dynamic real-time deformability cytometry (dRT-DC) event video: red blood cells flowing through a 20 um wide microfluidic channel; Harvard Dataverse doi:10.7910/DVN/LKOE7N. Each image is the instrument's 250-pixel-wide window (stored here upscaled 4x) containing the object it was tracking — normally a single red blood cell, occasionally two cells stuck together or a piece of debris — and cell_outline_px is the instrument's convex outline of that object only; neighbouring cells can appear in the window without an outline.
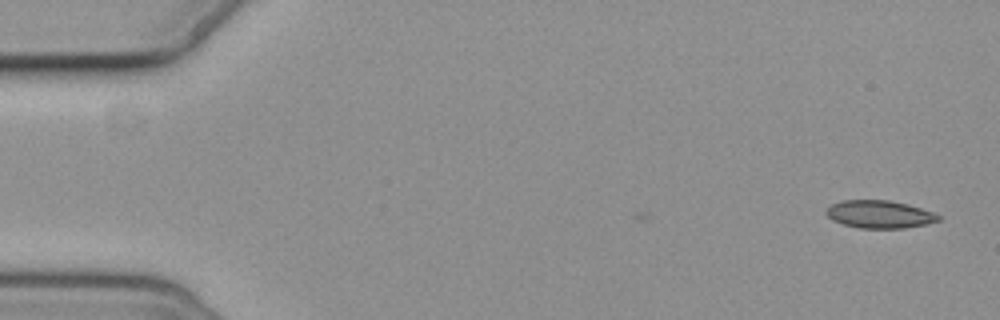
{"species": "common noctule bat (a hibernating species)", "species_latin": "Nyctalus noctula", "temperature_condition": "cold", "stored_images_in_passage": 5, "camera_frame_rate_fps": 3000, "um_per_image_px": 0.085, "animal": {"sex": "female", "body_mass_g": 19.3, "forearm_length_mm": 54.1}, "frame": {"image": 1, "passage_image": 1, "time_ms": 0.0, "image_size_px": [1000, 320], "cell_outline_px": [[940, 220], [924, 224], [904, 228], [860, 228], [844, 224], [832, 220], [824, 212], [832, 204], [844, 200], [888, 200], [908, 204], [932, 212], [940, 216]], "centroid_in_image_um": [74.74, 18.21], "position_along_channel_um": 10.3, "area_um2": 17.92}}
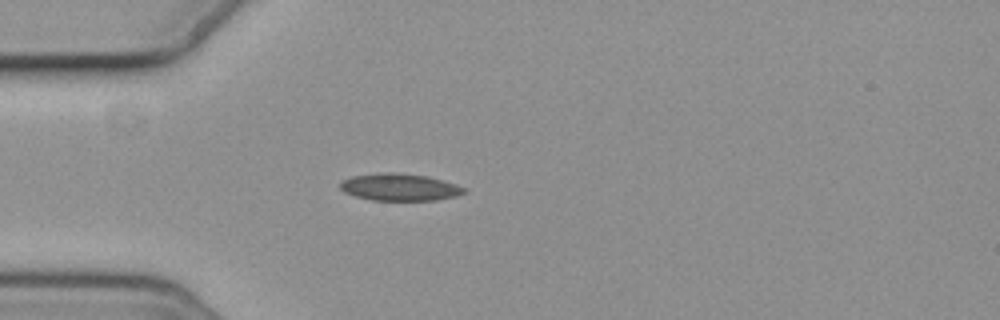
{"frame": {"image": 2, "passage_image": 4, "time_ms": 4.667, "image_size_px": [1000, 320], "cell_outline_px": [[464, 192], [456, 196], [436, 200], [372, 200], [356, 196], [344, 192], [340, 188], [340, 184], [344, 180], [352, 176], [380, 172], [392, 172], [428, 176], [456, 184], [464, 188]], "centroid_in_image_um": [33.95, 15.9], "position_along_channel_um": 51.0, "area_um2": 19.42}}